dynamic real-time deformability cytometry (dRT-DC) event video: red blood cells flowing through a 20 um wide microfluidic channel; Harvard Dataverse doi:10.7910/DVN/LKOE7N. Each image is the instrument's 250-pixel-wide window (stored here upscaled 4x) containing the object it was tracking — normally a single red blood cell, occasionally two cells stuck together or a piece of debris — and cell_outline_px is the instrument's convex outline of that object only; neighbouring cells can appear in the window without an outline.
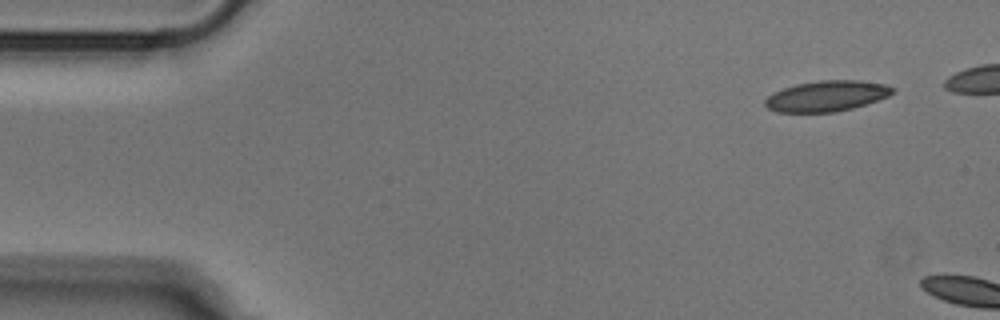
{"species": "Egyptian fruit bat (a non-hibernating species)", "species_latin": "Rousettus aegyptiacus", "temperature_condition": "cold", "stored_images_in_passage": 4, "camera_frame_rate_fps": 3000, "um_per_image_px": 0.085, "animal": {"sex": "male"}, "frame": {"image": 1, "passage_image": 1, "time_ms": 0.0, "image_size_px": [1000, 320], "cell_outline_px": [[896, 92], [888, 96], [852, 108], [836, 112], [776, 112], [768, 108], [764, 104], [764, 100], [772, 92], [796, 84], [820, 80], [860, 80], [884, 84], [896, 88]], "centroid_in_image_um": [70.26, 8.16], "position_along_channel_um": 14.7, "area_um2": 22.83}}